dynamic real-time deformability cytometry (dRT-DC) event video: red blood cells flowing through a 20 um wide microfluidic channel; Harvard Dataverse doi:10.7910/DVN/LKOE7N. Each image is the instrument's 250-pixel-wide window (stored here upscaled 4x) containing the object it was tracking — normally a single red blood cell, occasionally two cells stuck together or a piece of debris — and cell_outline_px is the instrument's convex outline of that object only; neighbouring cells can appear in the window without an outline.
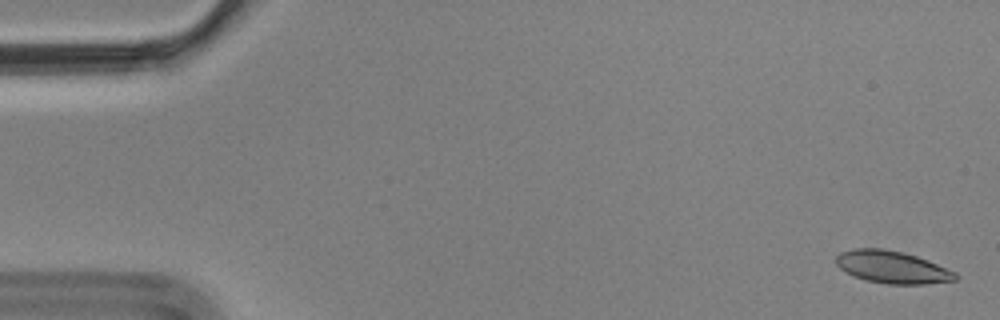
{"species": "Egyptian fruit bat (a non-hibernating species)", "species_latin": "Rousettus aegyptiacus", "temperature_condition": "cold", "stored_images_in_passage": 5, "camera_frame_rate_fps": 3000, "um_per_image_px": 0.085, "animal": {"sex": "male"}, "frame": {"image": 1, "passage_image": 1, "time_ms": 0.0, "image_size_px": [1000, 320], "cell_outline_px": [[956, 280], [924, 284], [888, 284], [864, 280], [852, 276], [840, 268], [836, 264], [836, 256], [840, 252], [852, 248], [884, 248], [904, 252], [928, 260], [956, 272]], "centroid_in_image_um": [75.8, 22.69], "position_along_channel_um": 9.2, "area_um2": 22.66}}